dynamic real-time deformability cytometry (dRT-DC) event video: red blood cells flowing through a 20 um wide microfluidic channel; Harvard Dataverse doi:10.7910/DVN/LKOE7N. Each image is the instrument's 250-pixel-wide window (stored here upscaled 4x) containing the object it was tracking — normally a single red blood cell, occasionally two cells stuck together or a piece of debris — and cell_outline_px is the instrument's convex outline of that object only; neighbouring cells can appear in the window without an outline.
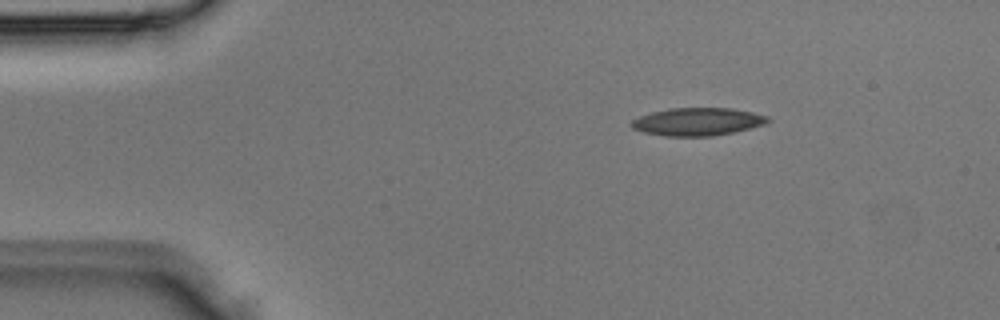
{"species": "Egyptian fruit bat (a non-hibernating species)", "species_latin": "Rousettus aegyptiacus", "temperature_condition": "room temperature", "stored_images_in_passage": 2, "camera_frame_rate_fps": 3000, "um_per_image_px": 0.085, "animal": {"sex": "male"}, "frame": {"image": 1, "passage_image": 1, "time_ms": 0.0, "image_size_px": [1000, 320], "cell_outline_px": [[772, 120], [764, 124], [736, 132], [712, 136], [664, 136], [640, 132], [632, 128], [628, 124], [632, 120], [640, 116], [652, 112], [668, 108], [732, 108], [752, 112], [768, 116]], "centroid_in_image_um": [59.27, 10.35], "position_along_channel_um": 25.7, "area_um2": 22.37}}